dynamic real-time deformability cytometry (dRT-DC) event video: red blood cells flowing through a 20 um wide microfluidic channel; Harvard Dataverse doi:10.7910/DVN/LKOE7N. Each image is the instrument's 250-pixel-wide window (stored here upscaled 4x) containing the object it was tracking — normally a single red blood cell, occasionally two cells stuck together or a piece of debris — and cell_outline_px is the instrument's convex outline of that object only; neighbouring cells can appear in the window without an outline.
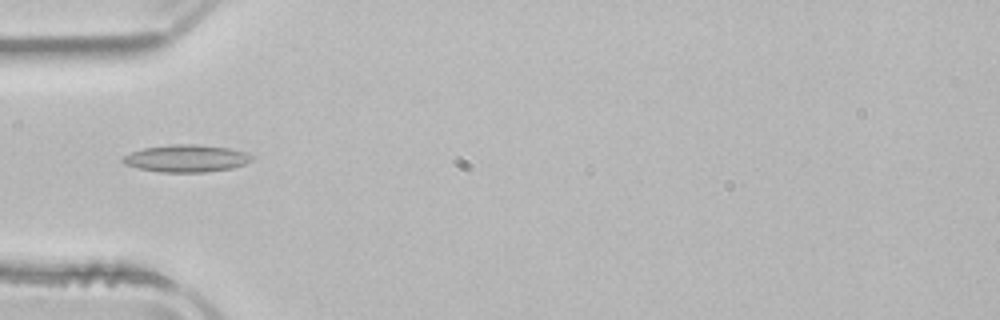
{"species": "common noctule bat (a hibernating species)", "species_latin": "Nyctalus noctula", "temperature_condition": "room temperature", "stored_images_in_passage": 44, "camera_frame_rate_fps": 3000, "um_per_image_px": 0.085, "animal": {"sex": "male", "body_mass_g": 21.5, "forearm_length_mm": 52.0}, "frame": {"image": 1, "passage_image": 9, "time_ms": 2.667, "image_size_px": [1000, 320], "cell_outline_px": [[252, 160], [244, 164], [232, 168], [204, 172], [160, 172], [140, 168], [124, 164], [120, 160], [124, 156], [132, 152], [144, 148], [172, 144], [196, 144], [228, 148], [244, 152], [252, 156]], "centroid_in_image_um": [15.82, 13.46], "position_along_channel_um": 69.2, "area_um2": 20.29}}
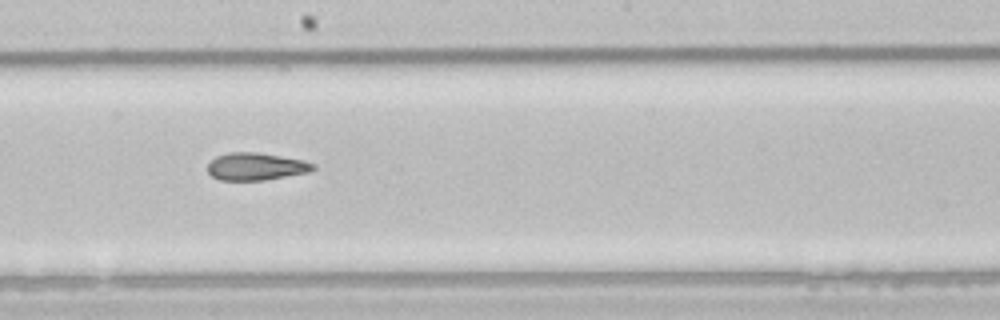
{"frame": {"image": 2, "passage_image": 21, "time_ms": 6.667, "image_size_px": [1000, 320], "cell_outline_px": [[316, 168], [308, 172], [264, 180], [220, 180], [212, 176], [208, 172], [208, 164], [216, 156], [228, 152], [256, 152], [304, 160], [316, 164]], "centroid_in_image_um": [21.76, 14.15], "position_along_channel_um": 226.4, "area_um2": 16.82}}
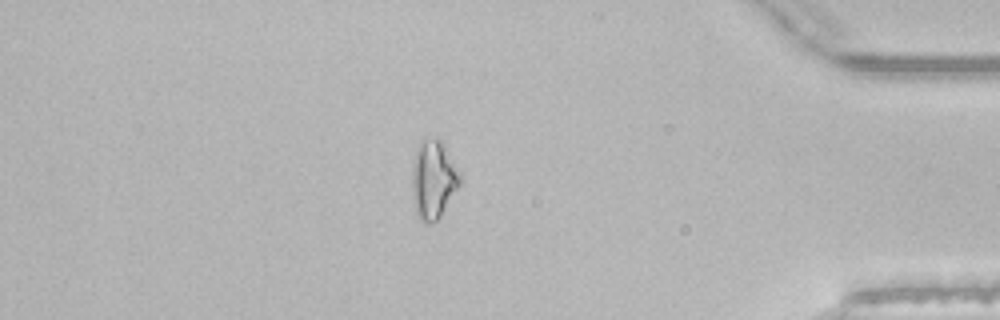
{"frame": {"image": 3, "passage_image": 37, "time_ms": 12.0, "image_size_px": [1000, 320], "cell_outline_px": [[460, 184], [440, 216], [436, 220], [428, 224], [424, 224], [420, 220], [416, 212], [412, 188], [412, 164], [416, 148], [420, 140], [436, 136], [444, 144], [460, 172]], "centroid_in_image_um": [36.82, 15.22], "position_along_channel_um": 398.4, "area_um2": 21.96}, "authors_computed_cell_mechanics": {"area_um2": 17.9758, "velocity_mm_per_s": 3.9201, "shape_relaxation_time_tau1_ms": null, "shape_relaxation_time_tau2_ms": 3.8641, "deformation_change_tau1": null, "deformation_change_tau2": 0.1306}}